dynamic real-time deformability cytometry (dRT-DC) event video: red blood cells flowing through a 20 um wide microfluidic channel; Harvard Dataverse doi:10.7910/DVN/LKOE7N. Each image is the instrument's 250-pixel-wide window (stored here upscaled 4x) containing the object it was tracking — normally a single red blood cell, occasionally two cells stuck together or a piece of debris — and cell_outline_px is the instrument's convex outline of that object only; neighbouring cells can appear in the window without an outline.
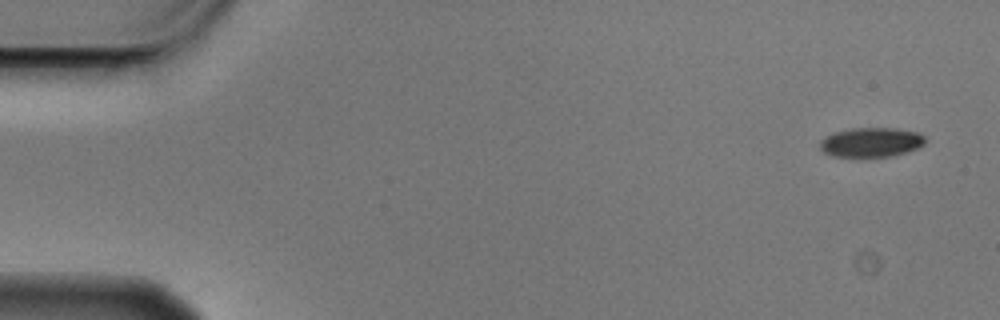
{"species": "Egyptian fruit bat (a non-hibernating species)", "species_latin": "Rousettus aegyptiacus", "temperature_condition": "cold", "stored_images_in_passage": 9, "camera_frame_rate_fps": 3000, "um_per_image_px": 0.085, "animal": {"sex": "male"}, "frame": {"image": 1, "passage_image": 1, "time_ms": 0.0, "image_size_px": [1000, 320], "cell_outline_px": [[924, 144], [916, 148], [892, 156], [832, 156], [824, 152], [820, 148], [820, 140], [836, 132], [852, 128], [896, 128], [916, 132], [924, 136]], "centroid_in_image_um": [74.04, 12.08], "position_along_channel_um": 11.0, "area_um2": 17.69}}
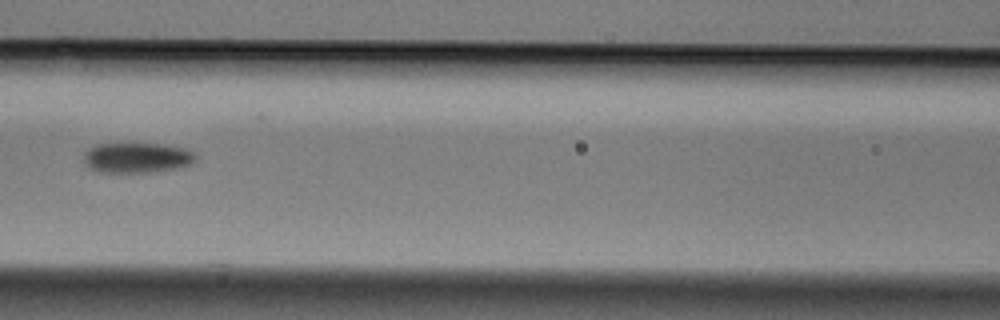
{"frame": {"image": 2, "passage_image": 6, "time_ms": 1.667, "image_size_px": [1000, 320], "cell_outline_px": [[196, 160], [188, 164], [176, 168], [148, 172], [104, 172], [92, 168], [84, 160], [84, 152], [88, 148], [96, 144], [132, 140], [160, 144], [184, 148], [192, 152], [196, 156]], "centroid_in_image_um": [11.6, 13.33], "position_along_channel_um": 155.0, "area_um2": 20.17}}
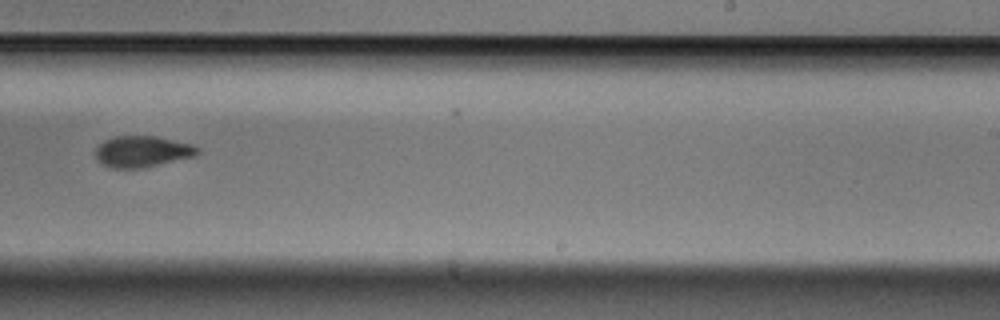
{"frame": {"image": 3, "passage_image": 9, "time_ms": 2.667, "image_size_px": [1000, 320], "cell_outline_px": [[200, 152], [196, 156], [136, 168], [112, 168], [104, 164], [96, 156], [96, 148], [104, 140], [112, 136], [156, 136], [192, 144], [200, 148]], "centroid_in_image_um": [12.12, 12.85], "position_along_channel_um": 276.9, "area_um2": 18.26}}